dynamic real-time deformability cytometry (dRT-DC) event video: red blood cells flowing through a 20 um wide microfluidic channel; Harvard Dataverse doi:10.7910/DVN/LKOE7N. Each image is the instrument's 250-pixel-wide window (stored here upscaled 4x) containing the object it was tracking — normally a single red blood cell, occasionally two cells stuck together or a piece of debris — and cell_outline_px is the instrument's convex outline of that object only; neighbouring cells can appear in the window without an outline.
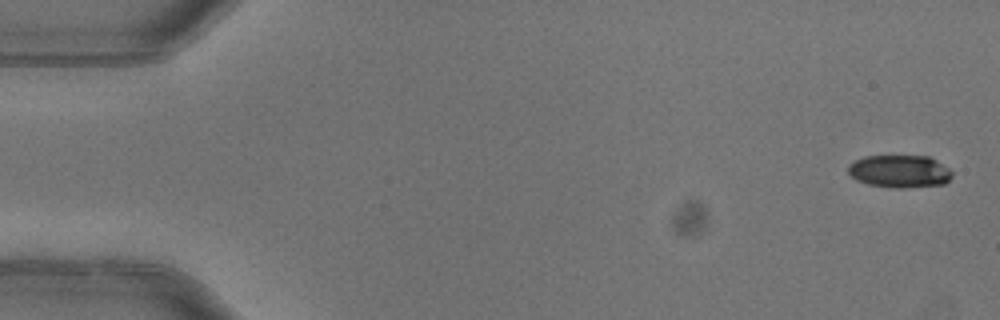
{"species": "common noctule bat (a hibernating species)", "species_latin": "Nyctalus noctula", "temperature_condition": "warm", "stored_images_in_passage": 4, "camera_frame_rate_fps": 3000, "um_per_image_px": 0.085, "animal": {"sex": "female"}, "frame": {"image": 1, "passage_image": 1, "time_ms": 0.0, "image_size_px": [1000, 320], "cell_outline_px": [[952, 176], [944, 184], [904, 188], [892, 188], [868, 184], [856, 180], [848, 172], [848, 164], [864, 156], [928, 156], [936, 160], [948, 168], [952, 172]], "centroid_in_image_um": [76.45, 14.56], "position_along_channel_um": 8.5, "area_um2": 19.77}}